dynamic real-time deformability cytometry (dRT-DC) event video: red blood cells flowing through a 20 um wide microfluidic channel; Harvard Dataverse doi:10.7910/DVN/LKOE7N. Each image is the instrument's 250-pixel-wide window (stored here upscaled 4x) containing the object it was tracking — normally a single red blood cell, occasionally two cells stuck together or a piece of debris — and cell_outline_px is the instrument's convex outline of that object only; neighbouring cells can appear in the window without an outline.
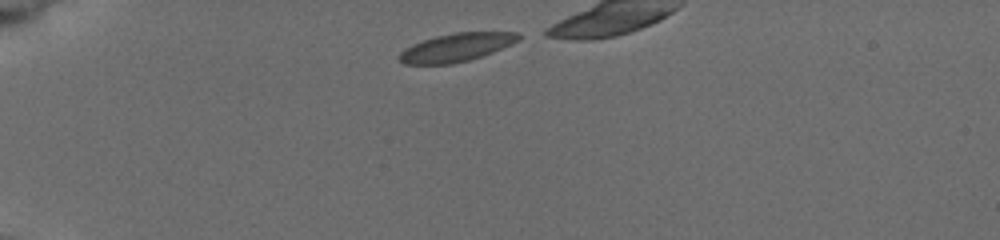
{"species": "common noctule bat (a hibernating species)", "species_latin": "Nyctalus noctula", "temperature_condition": "cold", "stored_images_in_passage": 5, "camera_frame_rate_fps": 3000, "um_per_image_px": 0.085, "animal": {"sex": "female", "body_mass_g": 19.5, "forearm_length_mm": 54.1}, "frame": {"image": 1, "passage_image": 1, "time_ms": 0.0, "image_size_px": [1000, 240], "cell_outline_px": [[520, 40], [512, 44], [492, 52], [468, 60], [452, 64], [404, 64], [400, 60], [400, 52], [404, 48], [412, 44], [436, 36], [452, 32], [516, 32], [520, 36]], "centroid_in_image_um": [38.79, 4.02], "position_along_channel_um": 46.2, "area_um2": 19.48}}
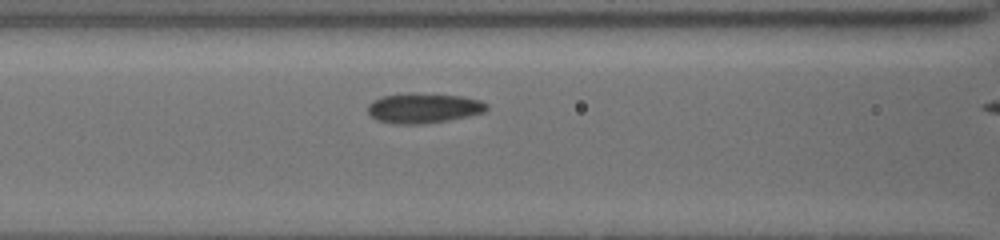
{"frame": {"image": 2, "passage_image": 4, "time_ms": 3.333, "image_size_px": [1000, 240], "cell_outline_px": [[488, 108], [484, 112], [468, 116], [448, 120], [420, 124], [396, 124], [376, 120], [368, 112], [368, 104], [372, 100], [380, 96], [412, 92], [416, 92], [460, 96], [480, 100], [488, 104]], "centroid_in_image_um": [35.97, 9.17], "position_along_channel_um": 130.6, "area_um2": 20.98}}